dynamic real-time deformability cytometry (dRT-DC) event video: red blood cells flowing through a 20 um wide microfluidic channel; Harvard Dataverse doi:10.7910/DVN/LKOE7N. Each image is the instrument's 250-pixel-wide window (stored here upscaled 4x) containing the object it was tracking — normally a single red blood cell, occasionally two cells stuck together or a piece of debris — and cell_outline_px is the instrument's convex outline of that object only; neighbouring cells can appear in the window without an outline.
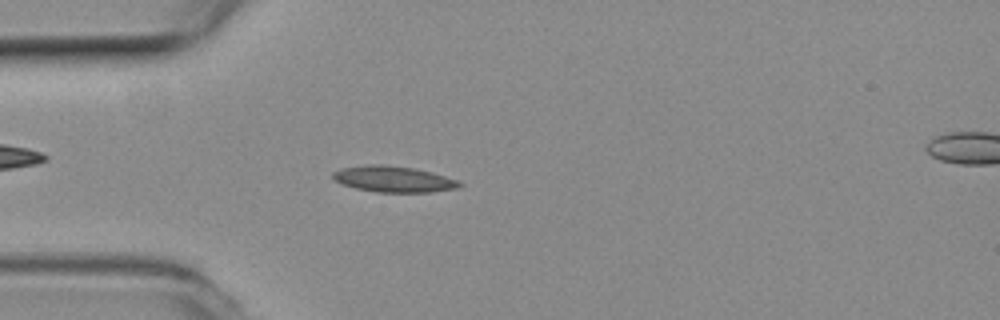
{"species": "common noctule bat (a hibernating species)", "species_latin": "Nyctalus noctula", "temperature_condition": "room temperature", "stored_images_in_passage": 7, "segment_of_instrument_passage": [1, 2], "camera_frame_rate_fps": 3000, "um_per_image_px": 0.085, "animal": {"sex": "female", "body_mass_g": 19.3, "forearm_length_mm": 54.1}, "frame": {"image": 1, "passage_image": 6, "time_ms": 1.667, "image_size_px": [1000, 320], "cell_outline_px": [[464, 184], [456, 188], [428, 192], [376, 192], [356, 188], [344, 184], [336, 180], [332, 176], [332, 172], [340, 168], [368, 164], [388, 164], [412, 168], [432, 172], [456, 180]], "centroid_in_image_um": [33.42, 15.21], "position_along_channel_um": 51.6, "area_um2": 19.07}}